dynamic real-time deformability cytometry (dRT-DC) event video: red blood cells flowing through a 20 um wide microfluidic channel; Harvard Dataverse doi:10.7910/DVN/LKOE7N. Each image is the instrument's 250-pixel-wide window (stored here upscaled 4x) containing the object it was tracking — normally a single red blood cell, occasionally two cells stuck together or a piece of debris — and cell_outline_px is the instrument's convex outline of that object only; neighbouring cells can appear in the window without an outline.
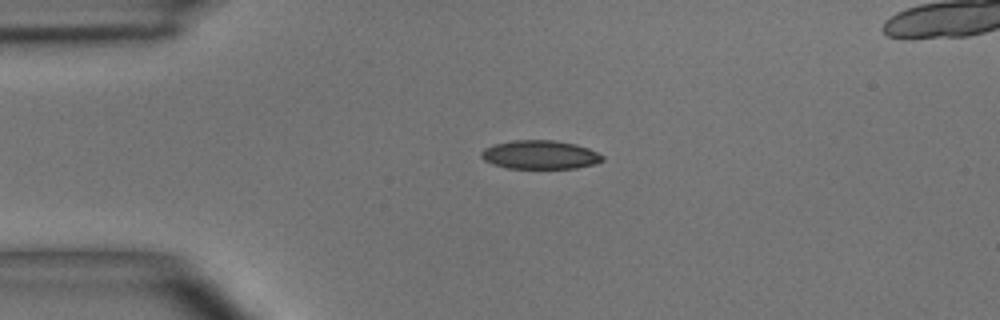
{"species": "common noctule bat (a hibernating species)", "species_latin": "Nyctalus noctula", "temperature_condition": "room temperature", "stored_images_in_passage": 5, "camera_frame_rate_fps": 3000, "um_per_image_px": 0.085, "animal": {"sex": "male", "body_mass_g": 15.6}, "frame": {"image": 1, "passage_image": 3, "time_ms": 2.333, "image_size_px": [1000, 320], "cell_outline_px": [[604, 160], [592, 164], [576, 168], [508, 168], [492, 164], [484, 160], [480, 156], [480, 152], [484, 148], [492, 144], [512, 140], [556, 140], [576, 144], [588, 148], [604, 156]], "centroid_in_image_um": [45.86, 13.14], "position_along_channel_um": 39.1, "area_um2": 20.35}}